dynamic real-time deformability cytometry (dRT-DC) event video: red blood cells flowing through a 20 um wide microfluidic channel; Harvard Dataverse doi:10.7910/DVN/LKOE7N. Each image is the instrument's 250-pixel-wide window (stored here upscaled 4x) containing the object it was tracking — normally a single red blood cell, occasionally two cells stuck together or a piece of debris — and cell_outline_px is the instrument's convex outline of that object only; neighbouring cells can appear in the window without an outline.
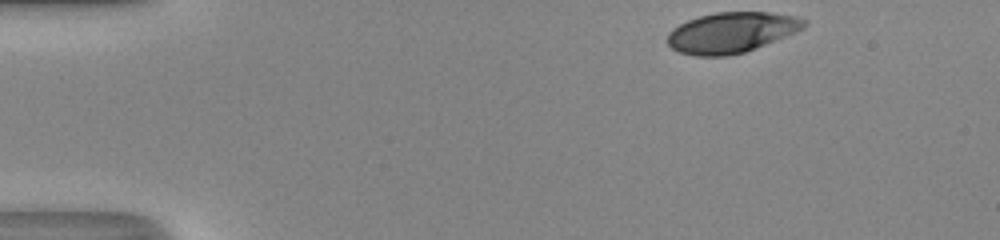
{"species": "human", "species_latin": "Homo sapiens", "temperature_condition": "room temperature", "stored_images_in_passage": 37, "camera_frame_rate_fps": 3000, "um_per_image_px": 0.085, "donor": {"sex": "male"}, "frame": {"image": 1, "passage_image": 1, "time_ms": 0.0, "image_size_px": [1000, 240], "cell_outline_px": [[808, 24], [804, 28], [796, 32], [744, 52], [724, 56], [696, 56], [680, 52], [672, 48], [668, 44], [668, 32], [672, 28], [688, 20], [700, 16], [716, 12], [768, 12], [796, 16], [808, 20]], "centroid_in_image_um": [62.19, 2.75], "position_along_channel_um": 22.8, "area_um2": 32.14}}
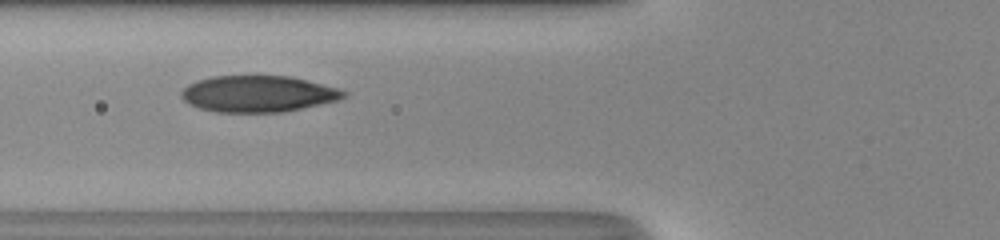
{"frame": {"image": 2, "passage_image": 14, "time_ms": 4.333, "image_size_px": [1000, 240], "cell_outline_px": [[348, 92], [344, 96], [336, 100], [300, 108], [280, 112], [216, 112], [200, 108], [188, 104], [180, 96], [180, 92], [188, 84], [196, 80], [212, 76], [292, 76], [336, 88]], "centroid_in_image_um": [21.86, 7.97], "position_along_channel_um": 103.9, "area_um2": 34.16}}
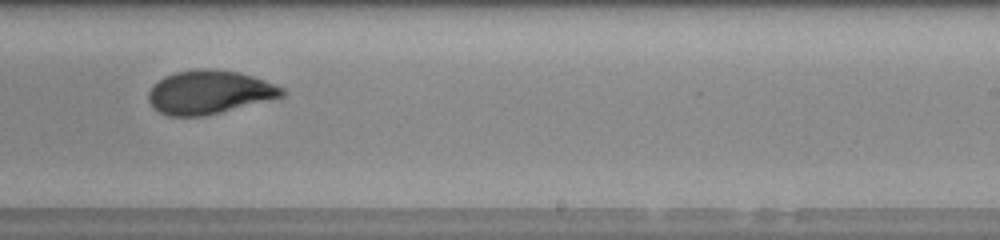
{"frame": {"image": 3, "passage_image": 26, "time_ms": 8.333, "image_size_px": [1000, 240], "cell_outline_px": [[284, 96], [204, 116], [168, 116], [152, 108], [148, 100], [148, 92], [164, 76], [176, 72], [200, 68], [208, 68], [236, 72], [252, 76], [264, 80], [284, 88]], "centroid_in_image_um": [17.76, 7.84], "position_along_channel_um": 271.2, "area_um2": 33.58}, "authors_computed_cell_mechanics": {"area_um2": 34.102, "velocity_mm_per_s": 4.1952, "shape_relaxation_time_tau1_ms": 5.1955, "shape_relaxation_time_tau2_ms": 1.2017, "deformation_change_tau1": 0.1839, "deformation_change_tau2": 0.0483}}